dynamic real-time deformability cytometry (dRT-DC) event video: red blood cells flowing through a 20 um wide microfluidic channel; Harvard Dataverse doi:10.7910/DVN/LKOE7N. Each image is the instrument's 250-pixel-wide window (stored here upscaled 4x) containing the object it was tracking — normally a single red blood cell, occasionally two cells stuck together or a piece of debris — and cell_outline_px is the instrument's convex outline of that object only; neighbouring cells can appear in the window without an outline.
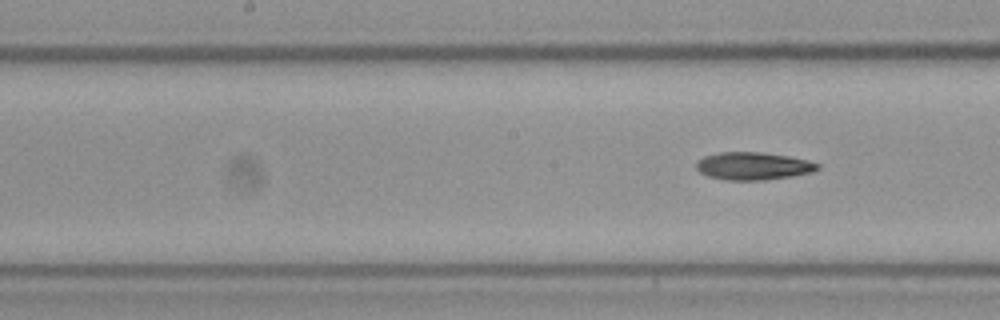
{"species": "Egyptian fruit bat (a non-hibernating species)", "species_latin": "Rousettus aegyptiacus", "temperature_condition": "cold", "stored_images_in_passage": 11, "segment_of_instrument_passage": [2, 2], "camera_frame_rate_fps": 3000, "um_per_image_px": 0.085, "frame": {"image": 1, "passage_image": 11, "time_ms": 3.333, "image_size_px": [1000, 320], "cell_outline_px": [[820, 168], [812, 172], [792, 176], [764, 180], [724, 180], [708, 176], [700, 172], [696, 168], [696, 160], [704, 156], [720, 152], [760, 152], [788, 156], [808, 160], [820, 164]], "centroid_in_image_um": [64.01, 14.11], "position_along_channel_um": 184.2, "area_um2": 19.65}}